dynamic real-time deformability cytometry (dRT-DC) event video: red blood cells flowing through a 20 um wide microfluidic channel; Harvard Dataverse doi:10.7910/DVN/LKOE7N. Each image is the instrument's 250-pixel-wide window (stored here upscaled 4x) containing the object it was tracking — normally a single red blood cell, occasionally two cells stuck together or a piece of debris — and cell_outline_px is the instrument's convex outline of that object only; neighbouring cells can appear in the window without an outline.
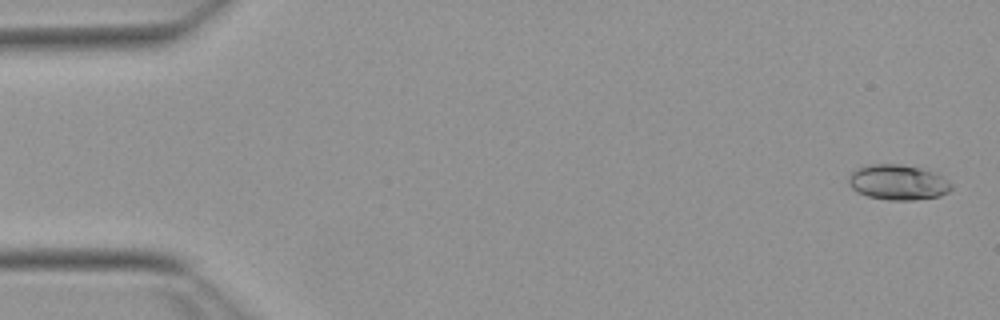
{"species": "Egyptian fruit bat (a non-hibernating species)", "species_latin": "Rousettus aegyptiacus", "temperature_condition": "warm", "stored_images_in_passage": 53, "camera_frame_rate_fps": 3000, "um_per_image_px": 0.085, "animal": {"sex": "female"}, "frame": {"image": 1, "passage_image": 2, "time_ms": 0.333, "image_size_px": [1000, 320], "cell_outline_px": [[952, 188], [948, 192], [940, 196], [916, 200], [888, 200], [868, 196], [856, 192], [848, 184], [848, 176], [856, 168], [868, 164], [900, 164], [920, 168], [940, 176], [952, 184]], "centroid_in_image_um": [76.28, 15.5], "position_along_channel_um": 8.7, "area_um2": 21.1}}
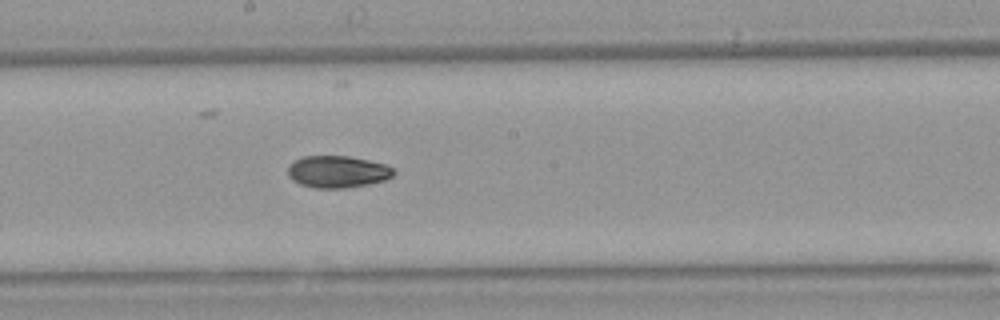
{"frame": {"image": 2, "passage_image": 29, "time_ms": 9.333, "image_size_px": [1000, 320], "cell_outline_px": [[396, 172], [392, 176], [384, 180], [368, 184], [344, 188], [316, 188], [300, 184], [292, 180], [288, 176], [288, 168], [296, 160], [304, 156], [348, 156], [368, 160], [384, 164], [396, 168]], "centroid_in_image_um": [28.72, 14.6], "position_along_channel_um": 219.5, "area_um2": 19.65}}
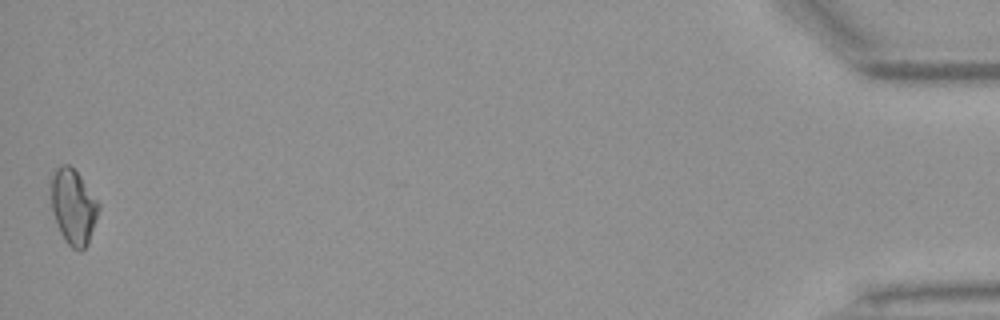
{"frame": {"image": 3, "passage_image": 53, "time_ms": 17.333, "image_size_px": [1000, 320], "cell_outline_px": [[100, 208], [88, 244], [80, 252], [72, 248], [64, 240], [60, 232], [52, 212], [52, 176], [56, 168], [64, 164], [68, 164], [80, 176], [100, 204]], "centroid_in_image_um": [6.25, 17.61], "position_along_channel_um": 429.0, "area_um2": 20.63}, "authors_computed_cell_mechanics": {"area_um2": 19.7098, "velocity_mm_per_s": 3.8394, "shape_relaxation_time_tau1_ms": 6.6844, "shape_relaxation_time_tau2_ms": null, "deformation_change_tau1": 0.1663, "deformation_change_tau2": null}}